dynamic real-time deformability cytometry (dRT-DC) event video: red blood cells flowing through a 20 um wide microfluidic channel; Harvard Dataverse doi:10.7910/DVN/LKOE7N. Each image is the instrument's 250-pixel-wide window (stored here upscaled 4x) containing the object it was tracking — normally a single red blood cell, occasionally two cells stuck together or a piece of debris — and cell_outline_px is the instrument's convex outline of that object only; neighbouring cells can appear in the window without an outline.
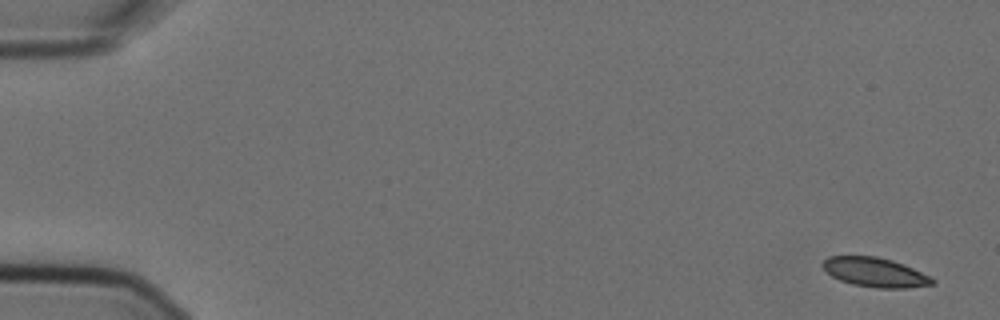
{"species": "Egyptian fruit bat (a non-hibernating species)", "species_latin": "Rousettus aegyptiacus", "temperature_condition": "cold", "stored_images_in_passage": 5, "camera_frame_rate_fps": 3000, "um_per_image_px": 0.085, "animal": {"sex": "female"}, "frame": {"image": 1, "passage_image": 1, "time_ms": 0.0, "image_size_px": [1000, 320], "cell_outline_px": [[936, 284], [908, 288], [876, 288], [852, 284], [840, 280], [832, 276], [820, 264], [828, 256], [876, 256], [892, 260], [904, 264], [936, 280]], "centroid_in_image_um": [74.38, 23.15], "position_along_channel_um": 10.6, "area_um2": 18.73}}
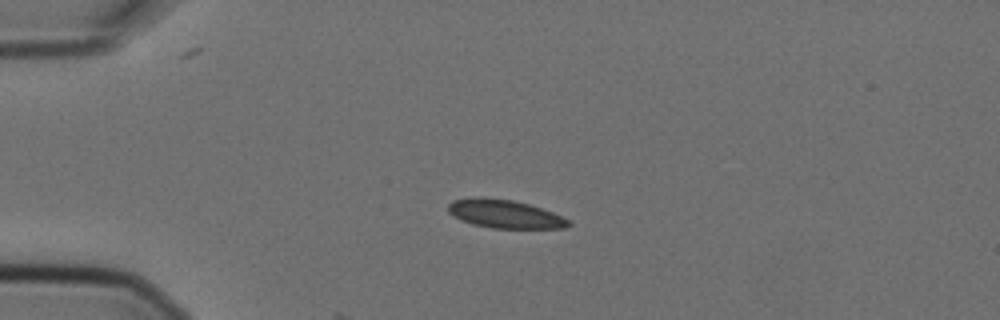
{"frame": {"image": 2, "passage_image": 4, "time_ms": 1.0, "image_size_px": [1000, 320], "cell_outline_px": [[572, 224], [564, 228], [492, 228], [472, 224], [460, 220], [452, 216], [448, 212], [448, 204], [452, 200], [476, 196], [512, 200], [528, 204], [552, 212], [568, 220]], "centroid_in_image_um": [42.83, 18.18], "position_along_channel_um": 42.2, "area_um2": 19.88}}